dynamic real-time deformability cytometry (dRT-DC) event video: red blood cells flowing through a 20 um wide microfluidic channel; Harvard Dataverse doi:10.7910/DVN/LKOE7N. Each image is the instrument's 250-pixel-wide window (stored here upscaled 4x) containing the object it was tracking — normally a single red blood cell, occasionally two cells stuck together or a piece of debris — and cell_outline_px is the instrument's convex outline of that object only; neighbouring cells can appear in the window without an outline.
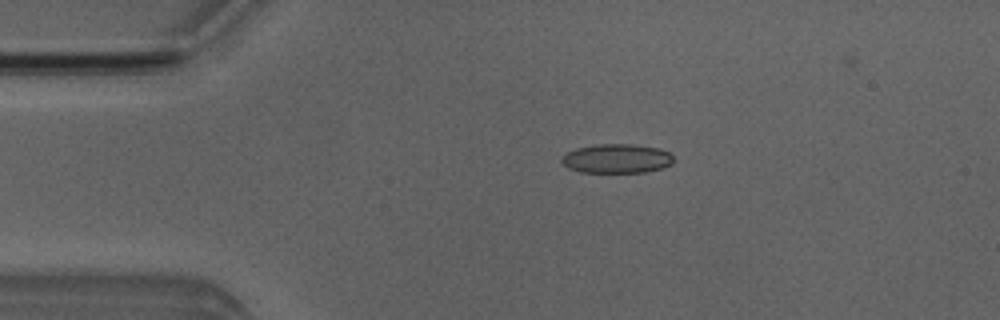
{"species": "Egyptian fruit bat (a non-hibernating species)", "species_latin": "Rousettus aegyptiacus", "temperature_condition": "room temperature", "stored_images_in_passage": 3, "camera_frame_rate_fps": 3000, "um_per_image_px": 0.085, "animal": {"sex": "male"}, "frame": {"image": 1, "passage_image": 3, "time_ms": 2.333, "image_size_px": [1000, 320], "cell_outline_px": [[672, 164], [664, 168], [644, 172], [580, 172], [568, 168], [560, 160], [568, 152], [576, 148], [600, 144], [632, 144], [660, 148], [668, 152], [672, 156]], "centroid_in_image_um": [52.44, 13.48], "position_along_channel_um": 32.6, "area_um2": 18.96}}